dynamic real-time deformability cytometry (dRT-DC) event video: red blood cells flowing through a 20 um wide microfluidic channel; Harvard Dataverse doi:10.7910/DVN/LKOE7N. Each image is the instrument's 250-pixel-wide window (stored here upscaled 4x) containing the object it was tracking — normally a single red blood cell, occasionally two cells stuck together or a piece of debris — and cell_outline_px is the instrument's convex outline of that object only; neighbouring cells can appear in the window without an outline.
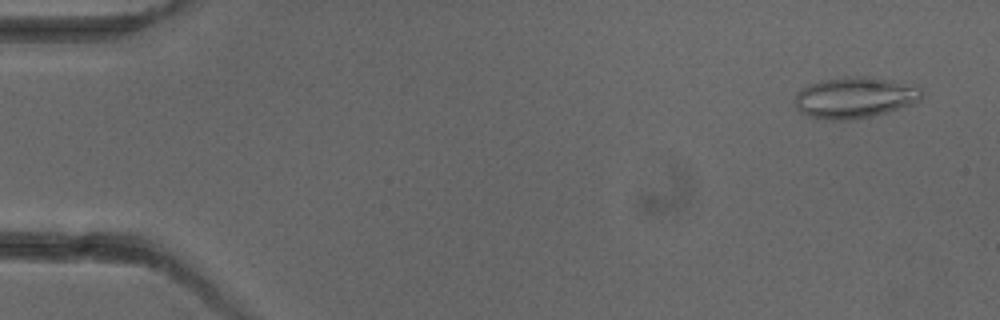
{"species": "common noctule bat (a hibernating species)", "species_latin": "Nyctalus noctula", "temperature_condition": "cold", "stored_images_in_passage": 6, "camera_frame_rate_fps": 3000, "um_per_image_px": 0.085, "animal": {"sex": "female"}, "frame": {"image": 1, "passage_image": 1, "time_ms": 0.0, "image_size_px": [1000, 320], "cell_outline_px": [[924, 96], [920, 100], [912, 104], [872, 116], [844, 120], [828, 120], [808, 116], [800, 112], [796, 108], [796, 92], [800, 88], [808, 84], [820, 80], [844, 76], [868, 76], [892, 80], [920, 88], [924, 92]], "centroid_in_image_um": [72.62, 8.28], "position_along_channel_um": 12.4, "area_um2": 30.58}}